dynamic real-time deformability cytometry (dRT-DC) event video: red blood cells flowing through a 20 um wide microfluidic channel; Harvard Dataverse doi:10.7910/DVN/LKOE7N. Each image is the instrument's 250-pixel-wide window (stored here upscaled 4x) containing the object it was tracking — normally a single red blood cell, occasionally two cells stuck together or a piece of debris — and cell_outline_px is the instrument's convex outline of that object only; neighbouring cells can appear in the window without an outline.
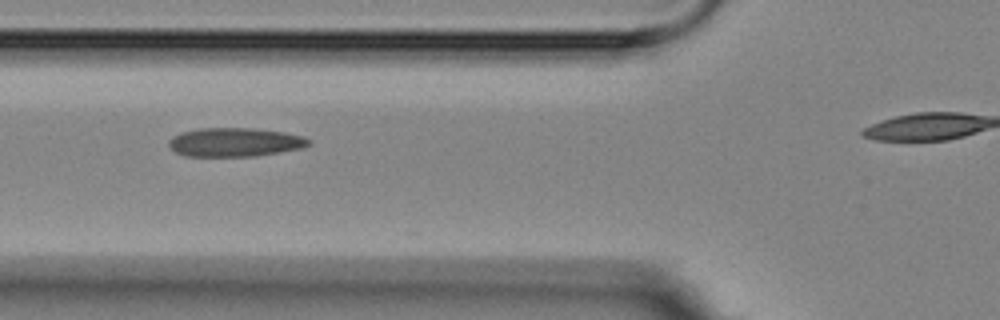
{"species": "Egyptian fruit bat (a non-hibernating species)", "species_latin": "Rousettus aegyptiacus", "temperature_condition": "room temperature", "stored_images_in_passage": 8, "segment_of_instrument_passage": [1, 2], "camera_frame_rate_fps": 3000, "um_per_image_px": 0.085, "animal": {"sex": "female"}, "frame": {"image": 1, "passage_image": 5, "time_ms": 4.667, "image_size_px": [1000, 320], "cell_outline_px": [[312, 144], [304, 148], [256, 156], [184, 156], [176, 152], [168, 144], [168, 140], [172, 136], [180, 132], [200, 128], [252, 128], [284, 132], [304, 136], [312, 140]], "centroid_in_image_um": [20.0, 12.08], "position_along_channel_um": 105.8, "area_um2": 23.76}}
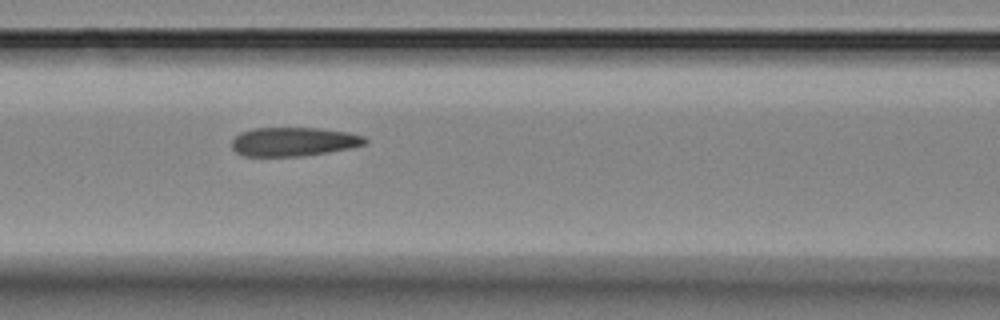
{"frame": {"image": 2, "passage_image": 6, "time_ms": 5.667, "image_size_px": [1000, 320], "cell_outline_px": [[368, 140], [364, 144], [348, 148], [328, 152], [300, 156], [244, 156], [236, 152], [232, 148], [232, 140], [240, 132], [252, 128], [320, 128], [348, 132], [364, 136]], "centroid_in_image_um": [24.93, 12.04], "position_along_channel_um": 141.7, "area_um2": 22.37}}
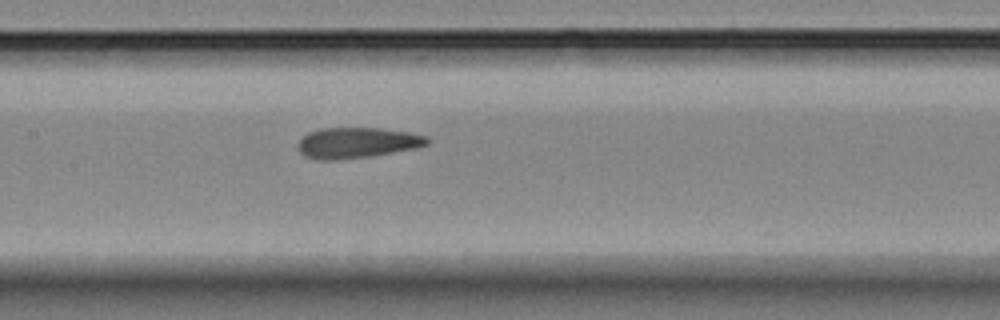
{"frame": {"image": 3, "passage_image": 7, "time_ms": 6.667, "image_size_px": [1000, 320], "cell_outline_px": [[432, 140], [428, 144], [416, 148], [368, 156], [336, 160], [316, 160], [304, 156], [296, 148], [296, 144], [308, 132], [320, 128], [380, 128], [408, 132], [428, 136]], "centroid_in_image_um": [30.32, 12.13], "position_along_channel_um": 177.1, "area_um2": 23.24}}